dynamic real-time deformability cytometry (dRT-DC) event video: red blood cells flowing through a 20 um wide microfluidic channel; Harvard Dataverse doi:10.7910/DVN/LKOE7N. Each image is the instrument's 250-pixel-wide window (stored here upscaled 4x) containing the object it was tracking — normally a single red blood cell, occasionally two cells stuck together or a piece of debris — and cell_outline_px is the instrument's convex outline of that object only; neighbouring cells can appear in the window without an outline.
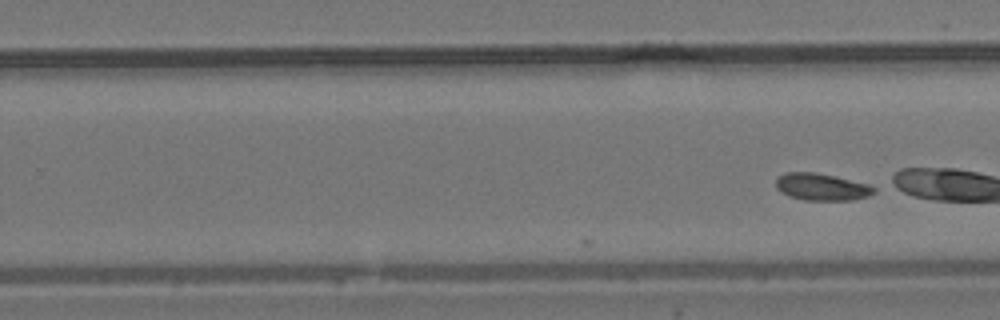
{"species": "common noctule bat (a hibernating species)", "species_latin": "Nyctalus noctula", "temperature_condition": "room temperature", "stored_images_in_passage": 24, "camera_frame_rate_fps": 3000, "um_per_image_px": 0.085, "animal": {"sex": "male", "body_mass_g": 19.2, "forearm_length_mm": 51.8}, "frame": {"image": 1, "passage_image": 24, "time_ms": 7.667, "image_size_px": [1000, 320], "cell_outline_px": [[876, 192], [868, 196], [852, 200], [804, 200], [788, 196], [780, 192], [776, 188], [776, 176], [784, 172], [816, 172], [868, 184], [876, 188]], "centroid_in_image_um": [69.8, 15.88], "position_along_channel_um": 260.0, "area_um2": 15.61}}